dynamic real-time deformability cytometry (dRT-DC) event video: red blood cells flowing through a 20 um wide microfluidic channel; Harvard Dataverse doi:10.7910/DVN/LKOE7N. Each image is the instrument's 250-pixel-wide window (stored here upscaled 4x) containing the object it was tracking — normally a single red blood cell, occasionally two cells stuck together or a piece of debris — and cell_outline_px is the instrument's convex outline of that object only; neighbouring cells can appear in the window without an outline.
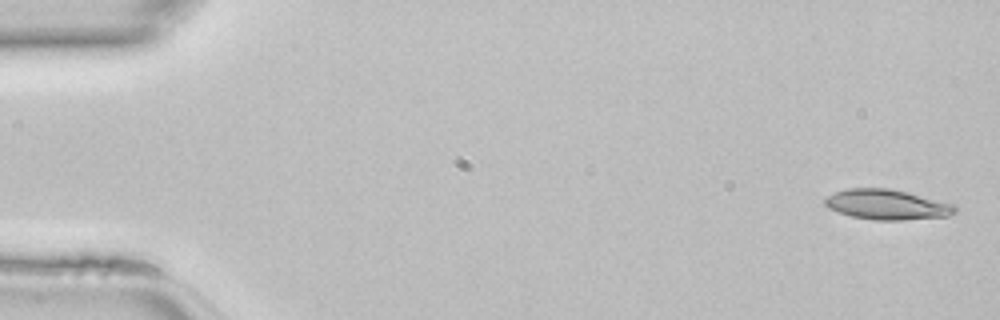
{"species": "common noctule bat (a hibernating species)", "species_latin": "Nyctalus noctula", "temperature_condition": "room temperature", "stored_images_in_passage": 11, "camera_frame_rate_fps": 3000, "um_per_image_px": 0.085, "animal": {"sex": "female", "body_mass_g": 22.7, "forearm_length_mm": 54.2}, "frame": {"image": 1, "passage_image": 1, "time_ms": 0.0, "image_size_px": [1000, 320], "cell_outline_px": [[956, 212], [948, 216], [904, 220], [876, 220], [852, 216], [828, 208], [824, 204], [824, 196], [848, 188], [888, 188], [908, 192], [956, 204]], "centroid_in_image_um": [75.41, 17.38], "position_along_channel_um": 9.6, "area_um2": 22.95}}